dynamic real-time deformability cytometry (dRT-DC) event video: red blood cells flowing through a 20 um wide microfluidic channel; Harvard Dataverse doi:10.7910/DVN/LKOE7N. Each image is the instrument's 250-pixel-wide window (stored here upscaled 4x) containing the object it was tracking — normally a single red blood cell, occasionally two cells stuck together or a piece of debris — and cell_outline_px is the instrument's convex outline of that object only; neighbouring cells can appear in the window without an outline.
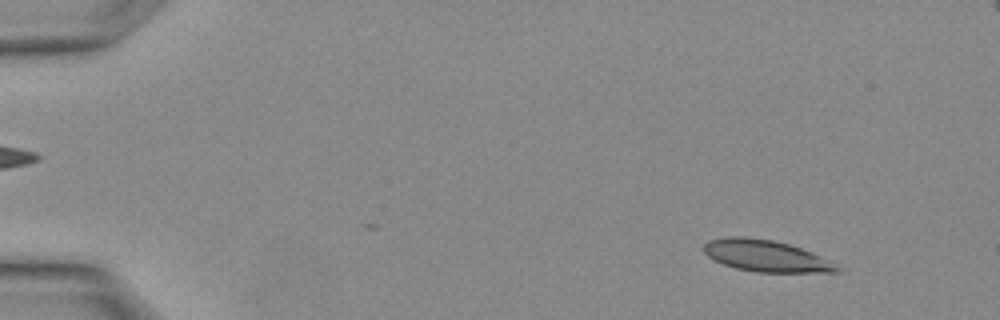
{"species": "Egyptian fruit bat (a non-hibernating species)", "species_latin": "Rousettus aegyptiacus", "temperature_condition": "warm", "stored_images_in_passage": 9, "camera_frame_rate_fps": 3000, "um_per_image_px": 0.085, "animal": {"sex": "female"}, "frame": {"image": 1, "passage_image": 4, "time_ms": 1.0, "image_size_px": [1000, 320], "cell_outline_px": [[840, 272], [756, 272], [736, 268], [724, 264], [708, 256], [704, 252], [704, 244], [708, 240], [728, 236], [740, 236], [772, 240], [788, 244], [812, 252], [832, 260], [840, 268]], "centroid_in_image_um": [65.13, 21.75], "position_along_channel_um": 19.9, "area_um2": 24.45}}